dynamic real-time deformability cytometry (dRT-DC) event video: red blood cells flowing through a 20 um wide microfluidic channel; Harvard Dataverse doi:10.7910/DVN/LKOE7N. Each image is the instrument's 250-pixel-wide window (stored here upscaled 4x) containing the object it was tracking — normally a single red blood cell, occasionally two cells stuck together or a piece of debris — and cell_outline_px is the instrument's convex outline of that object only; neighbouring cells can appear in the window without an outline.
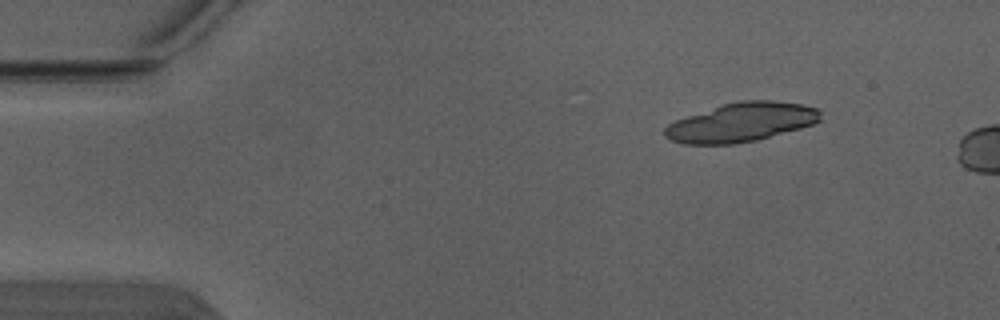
{"species": "Egyptian fruit bat (a non-hibernating species)", "species_latin": "Rousettus aegyptiacus", "temperature_condition": "warm", "stored_images_in_passage": 6, "segment_of_instrument_passage": [2, 2], "camera_frame_rate_fps": 3000, "um_per_image_px": 0.085, "animal": {"sex": "male"}, "frame": {"image": 1, "passage_image": 6, "time_ms": 1.667, "image_size_px": [1000, 320], "cell_outline_px": [[820, 120], [812, 124], [800, 128], [756, 140], [736, 144], [684, 144], [672, 140], [664, 136], [664, 128], [668, 124], [676, 120], [724, 104], [740, 100], [772, 100], [804, 104], [816, 108], [820, 112]], "centroid_in_image_um": [63.01, 10.39], "position_along_channel_um": 22.0, "area_um2": 35.08}}